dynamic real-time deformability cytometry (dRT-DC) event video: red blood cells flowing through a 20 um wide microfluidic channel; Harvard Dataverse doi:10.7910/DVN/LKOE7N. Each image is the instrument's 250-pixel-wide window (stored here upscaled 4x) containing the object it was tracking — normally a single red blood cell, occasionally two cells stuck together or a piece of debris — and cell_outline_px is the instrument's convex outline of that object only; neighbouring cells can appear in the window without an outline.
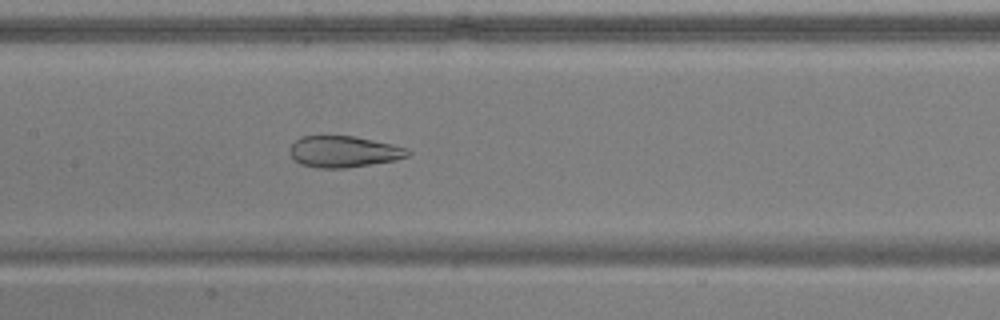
{"species": "common noctule bat (a hibernating species)", "species_latin": "Nyctalus noctula", "temperature_condition": "warm", "stored_images_in_passage": 47, "camera_frame_rate_fps": 3000, "um_per_image_px": 0.085, "animal": {"sex": "male", "body_mass_g": 17.9, "forearm_length_mm": 54.2}, "frame": {"image": 1, "passage_image": 20, "time_ms": 6.333, "image_size_px": [1000, 320], "cell_outline_px": [[412, 152], [408, 156], [396, 160], [344, 168], [316, 168], [300, 164], [292, 156], [292, 144], [300, 136], [352, 136], [392, 144], [408, 148]], "centroid_in_image_um": [29.25, 12.89], "position_along_channel_um": 178.1, "area_um2": 21.33}}
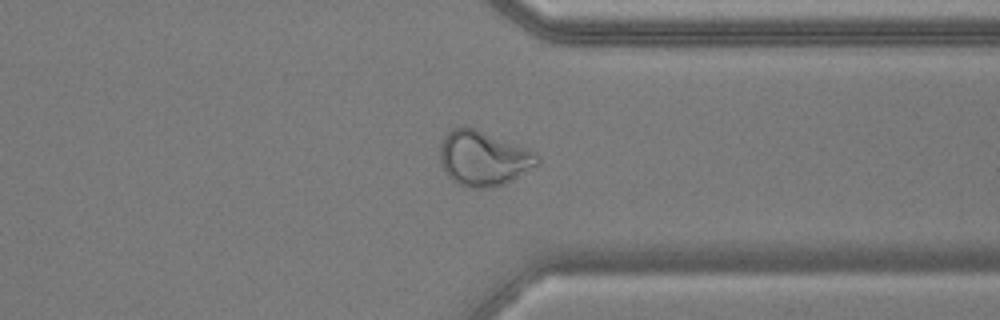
{"frame": {"image": 2, "passage_image": 35, "time_ms": 11.333, "image_size_px": [1000, 320], "cell_outline_px": [[540, 164], [512, 180], [496, 188], [472, 188], [456, 184], [448, 176], [440, 160], [440, 144], [444, 136], [452, 128], [472, 128], [528, 148], [536, 152], [540, 156]], "centroid_in_image_um": [41.12, 13.49], "position_along_channel_um": 370.3, "area_um2": 31.15}}
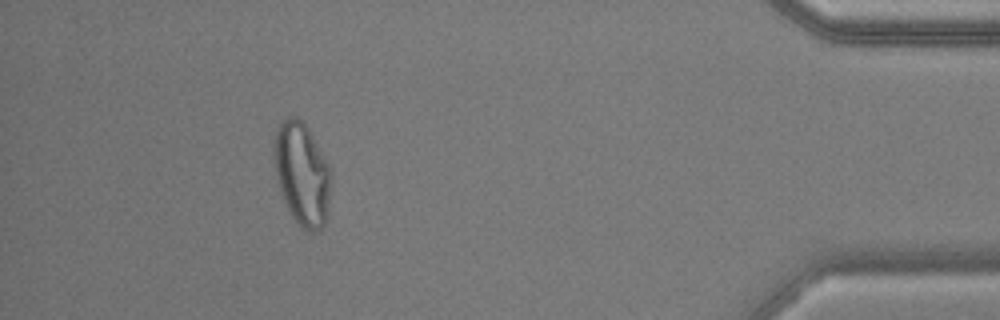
{"frame": {"image": 3, "passage_image": 42, "time_ms": 13.667, "image_size_px": [1000, 320], "cell_outline_px": [[332, 184], [328, 220], [316, 232], [304, 232], [296, 224], [280, 192], [276, 180], [272, 152], [272, 148], [276, 128], [288, 116], [296, 116], [308, 128], [328, 164]], "centroid_in_image_um": [25.66, 14.84], "position_along_channel_um": 409.5, "area_um2": 34.97}}